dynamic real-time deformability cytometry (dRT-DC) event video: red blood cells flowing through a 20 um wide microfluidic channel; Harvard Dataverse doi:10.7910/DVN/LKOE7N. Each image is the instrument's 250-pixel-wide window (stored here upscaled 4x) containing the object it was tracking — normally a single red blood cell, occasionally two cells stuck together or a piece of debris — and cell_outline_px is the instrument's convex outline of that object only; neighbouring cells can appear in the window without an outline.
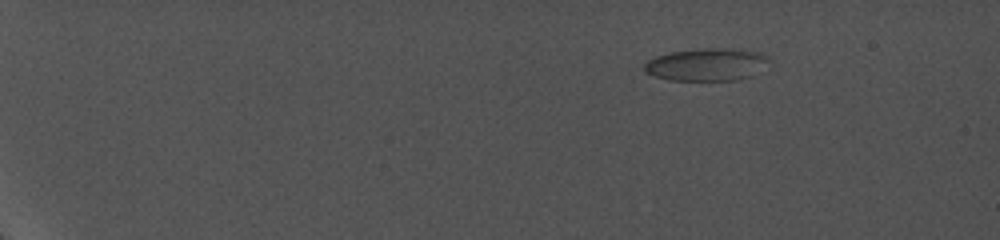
{"species": "common noctule bat (a hibernating species)", "species_latin": "Nyctalus noctula", "temperature_condition": "cold", "stored_images_in_passage": 37, "camera_frame_rate_fps": 5000, "um_per_image_px": 0.085, "animal": {"sex": "female", "body_mass_g": 19.0, "forearm_length_mm": 56.7}, "frame": {"image": 1, "passage_image": 1, "time_ms": 0.0, "image_size_px": [1000, 240], "cell_outline_px": [[768, 60], [752, 76], [736, 80], [668, 80], [652, 76], [644, 72], [644, 64], [648, 60], [656, 56], [672, 52], [704, 48], [744, 48], [760, 52], [768, 56]], "centroid_in_image_um": [60.04, 5.47], "position_along_channel_um": 25.0, "area_um2": 23.76}}
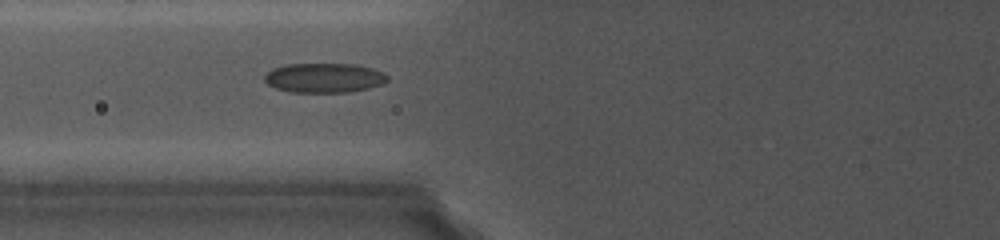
{"frame": {"image": 2, "passage_image": 15, "time_ms": 6.6, "image_size_px": [1000, 240], "cell_outline_px": [[388, 80], [384, 84], [368, 88], [348, 92], [292, 92], [276, 88], [268, 84], [264, 80], [264, 76], [272, 68], [284, 64], [356, 64], [372, 68], [384, 72], [388, 76]], "centroid_in_image_um": [27.57, 6.61], "position_along_channel_um": 98.2, "area_um2": 21.27}}
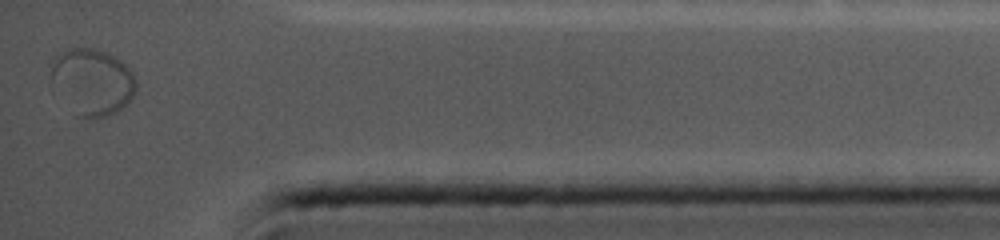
{"frame": {"image": 3, "passage_image": 36, "time_ms": 16.0, "image_size_px": [1000, 240], "cell_outline_px": [[136, 88], [132, 96], [124, 108], [108, 116], [88, 120], [80, 116], [52, 76], [52, 56], [60, 52], [72, 48], [92, 48], [108, 52], [116, 56], [132, 72], [136, 80]], "centroid_in_image_um": [7.95, 6.91], "position_along_channel_um": 427.3, "area_um2": 31.91}}